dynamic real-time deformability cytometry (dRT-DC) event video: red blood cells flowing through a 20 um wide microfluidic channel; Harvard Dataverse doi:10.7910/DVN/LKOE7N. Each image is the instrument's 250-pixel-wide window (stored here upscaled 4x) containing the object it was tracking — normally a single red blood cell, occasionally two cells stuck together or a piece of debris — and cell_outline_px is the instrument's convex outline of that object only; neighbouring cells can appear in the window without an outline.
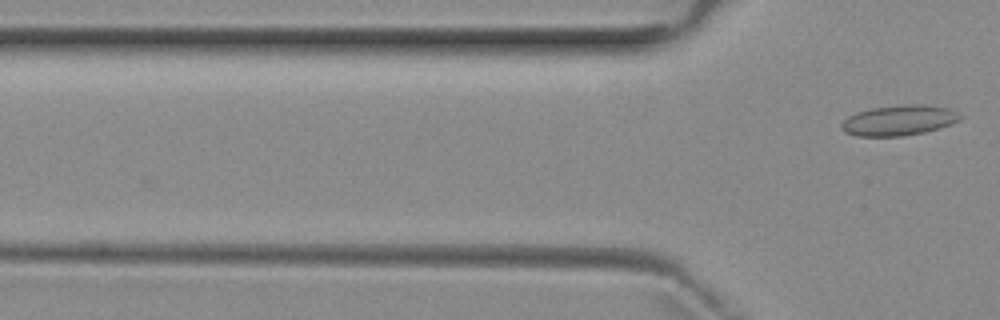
{"species": "common noctule bat (a hibernating species)", "species_latin": "Nyctalus noctula", "temperature_condition": "room temperature", "stored_images_in_passage": 5, "camera_frame_rate_fps": 3000, "um_per_image_px": 0.085, "animal": {"sex": "female", "body_mass_g": 29.2, "forearm_length_mm": 56.3}, "frame": {"image": 1, "passage_image": 5, "time_ms": 4.667, "image_size_px": [1000, 320], "cell_outline_px": [[964, 116], [960, 120], [940, 128], [924, 132], [900, 136], [856, 136], [844, 132], [840, 128], [840, 124], [848, 116], [856, 112], [872, 108], [904, 104], [924, 104], [952, 108]], "centroid_in_image_um": [76.43, 10.22], "position_along_channel_um": 49.4, "area_um2": 21.27}}